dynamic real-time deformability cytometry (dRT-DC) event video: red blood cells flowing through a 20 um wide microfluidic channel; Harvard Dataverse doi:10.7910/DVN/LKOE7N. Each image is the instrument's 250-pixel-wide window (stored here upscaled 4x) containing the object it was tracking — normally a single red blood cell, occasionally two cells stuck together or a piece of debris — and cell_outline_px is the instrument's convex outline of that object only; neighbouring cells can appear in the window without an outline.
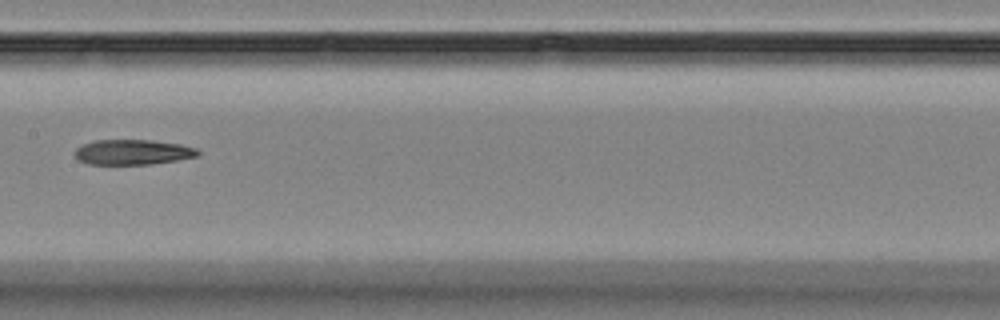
{"species": "Egyptian fruit bat (a non-hibernating species)", "species_latin": "Rousettus aegyptiacus", "temperature_condition": "room temperature", "stored_images_in_passage": 8, "camera_frame_rate_fps": 3000, "um_per_image_px": 0.085, "animal": {"sex": "female"}, "frame": {"image": 1, "passage_image": 7, "time_ms": 7.0, "image_size_px": [1000, 320], "cell_outline_px": [[200, 156], [152, 164], [88, 164], [76, 160], [72, 152], [76, 148], [84, 144], [96, 140], [152, 140], [180, 144], [196, 148], [200, 152]], "centroid_in_image_um": [11.26, 12.93], "position_along_channel_um": 196.1, "area_um2": 18.21}}
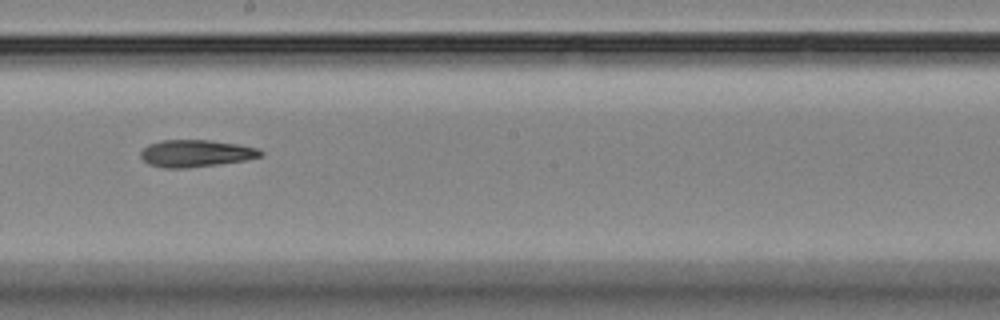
{"frame": {"image": 2, "passage_image": 8, "time_ms": 8.0, "image_size_px": [1000, 320], "cell_outline_px": [[264, 156], [244, 160], [188, 168], [164, 168], [148, 164], [140, 156], [140, 152], [148, 144], [160, 140], [208, 140], [236, 144], [260, 148], [264, 152]], "centroid_in_image_um": [16.65, 13.03], "position_along_channel_um": 231.6, "area_um2": 18.96}}